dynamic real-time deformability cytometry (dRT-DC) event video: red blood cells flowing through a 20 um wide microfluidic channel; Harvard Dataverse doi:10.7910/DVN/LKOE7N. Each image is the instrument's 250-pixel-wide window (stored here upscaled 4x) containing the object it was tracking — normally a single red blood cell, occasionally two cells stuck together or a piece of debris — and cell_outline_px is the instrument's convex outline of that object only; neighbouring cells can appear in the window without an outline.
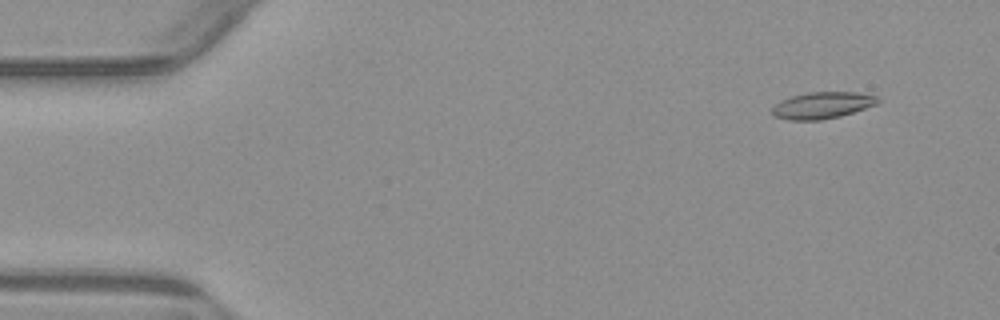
{"species": "common noctule bat (a hibernating species)", "species_latin": "Nyctalus noctula", "temperature_condition": "warm", "stored_images_in_passage": 55, "camera_frame_rate_fps": 3000, "um_per_image_px": 0.085, "animal": {"sex": "male", "body_mass_g": 23.1, "forearm_length_mm": 52.7}, "frame": {"image": 1, "passage_image": 5, "time_ms": 1.333, "image_size_px": [1000, 320], "cell_outline_px": [[880, 100], [876, 104], [840, 116], [820, 120], [788, 120], [772, 116], [772, 108], [780, 100], [792, 96], [808, 92], [856, 92], [876, 96]], "centroid_in_image_um": [69.85, 8.95], "position_along_channel_um": 15.2, "area_um2": 16.3}}
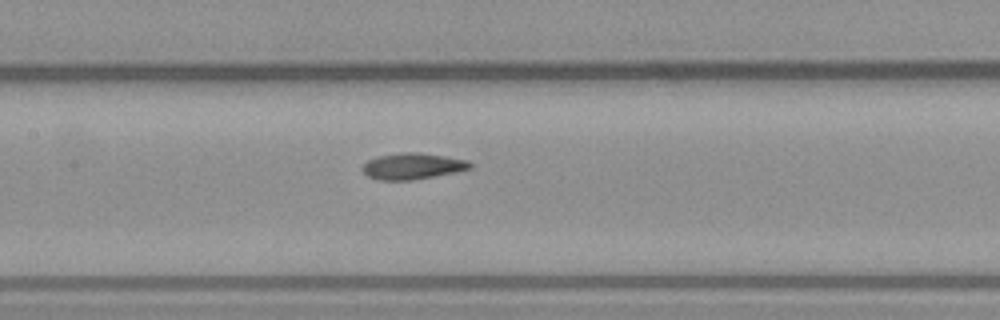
{"frame": {"image": 2, "passage_image": 26, "time_ms": 8.333, "image_size_px": [1000, 320], "cell_outline_px": [[472, 168], [456, 172], [412, 180], [376, 180], [368, 176], [360, 168], [368, 160], [380, 156], [400, 152], [416, 152], [444, 156], [468, 160], [472, 164]], "centroid_in_image_um": [35.06, 14.13], "position_along_channel_um": 172.3, "area_um2": 16.42}}
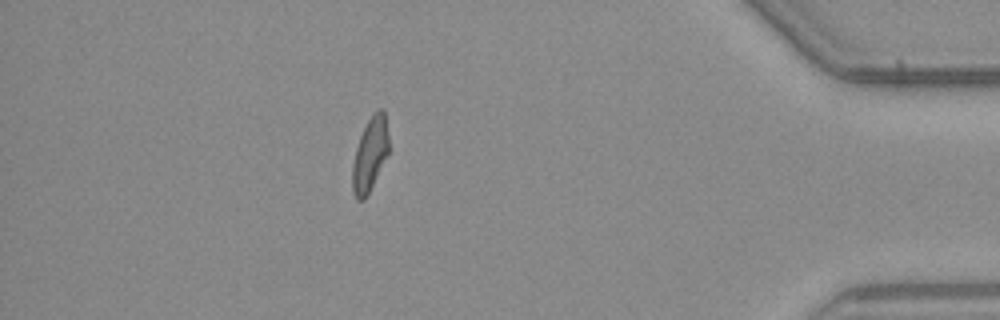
{"frame": {"image": 3, "passage_image": 48, "time_ms": 15.667, "image_size_px": [1000, 320], "cell_outline_px": [[388, 152], [364, 200], [356, 200], [352, 192], [352, 164], [356, 148], [360, 136], [372, 112], [376, 108], [384, 108], [388, 136]], "centroid_in_image_um": [31.42, 13.07], "position_along_channel_um": 403.8, "area_um2": 15.43}, "authors_computed_cell_mechanics": {"area_um2": 16.4152, "velocity_mm_per_s": 3.8358, "shape_relaxation_time_tau1_ms": null, "shape_relaxation_time_tau2_ms": 4.3151, "deformation_change_tau1": null, "deformation_change_tau2": 0.1036}}